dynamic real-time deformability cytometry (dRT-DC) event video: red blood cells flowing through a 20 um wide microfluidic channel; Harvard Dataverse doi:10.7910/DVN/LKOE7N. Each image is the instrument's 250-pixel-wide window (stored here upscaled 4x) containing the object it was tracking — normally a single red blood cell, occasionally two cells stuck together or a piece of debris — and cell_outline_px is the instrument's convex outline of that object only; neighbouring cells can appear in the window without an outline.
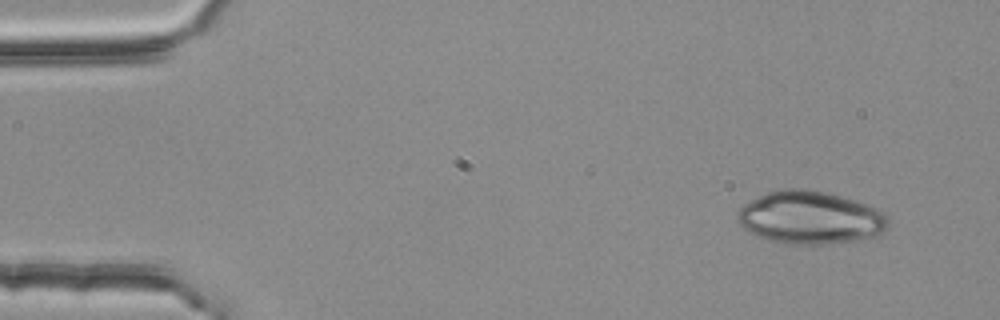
{"species": "common noctule bat (a hibernating species)", "species_latin": "Nyctalus noctula", "temperature_condition": "room temperature", "stored_images_in_passage": 50, "camera_frame_rate_fps": 3000, "um_per_image_px": 0.085, "animal": {"sex": "female", "body_mass_g": 25.1}, "frame": {"image": 1, "passage_image": 1, "time_ms": 0.0, "image_size_px": [1000, 320], "cell_outline_px": [[888, 228], [884, 232], [876, 236], [856, 240], [824, 244], [784, 244], [768, 240], [756, 236], [748, 232], [740, 224], [740, 208], [744, 204], [768, 192], [784, 188], [808, 188], [840, 196], [876, 208], [884, 212], [888, 216]], "centroid_in_image_um": [68.89, 18.51], "position_along_channel_um": 16.1, "area_um2": 46.24}}
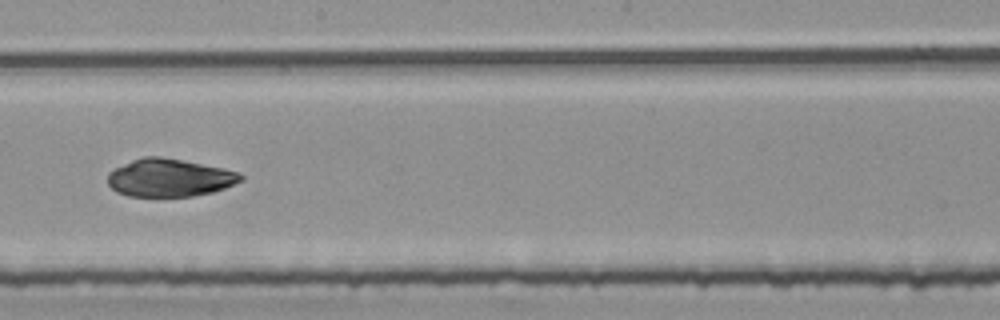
{"frame": {"image": 2, "passage_image": 27, "time_ms": 8.667, "image_size_px": [1000, 320], "cell_outline_px": [[244, 180], [224, 188], [212, 192], [192, 196], [128, 196], [116, 192], [108, 184], [108, 172], [132, 160], [144, 156], [160, 156], [224, 168], [236, 172], [244, 176]], "centroid_in_image_um": [14.4, 15.11], "position_along_channel_um": 233.8, "area_um2": 29.19}}
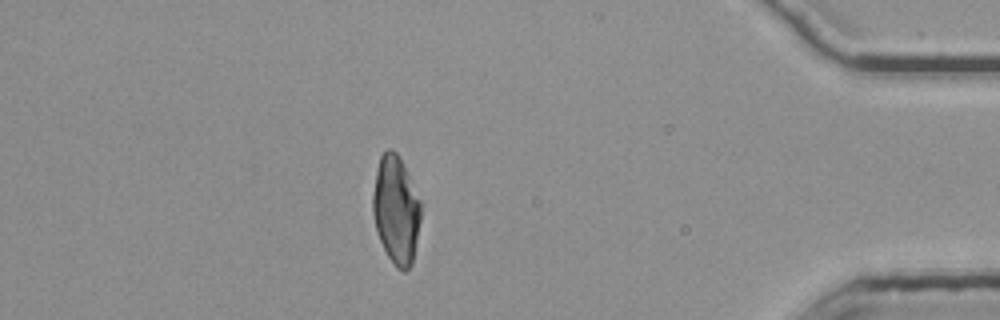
{"frame": {"image": 3, "passage_image": 44, "time_ms": 14.333, "image_size_px": [1000, 320], "cell_outline_px": [[420, 220], [412, 264], [404, 272], [396, 268], [388, 256], [380, 240], [376, 228], [372, 212], [372, 196], [376, 168], [380, 156], [388, 148], [392, 148], [396, 152], [420, 200]], "centroid_in_image_um": [33.63, 17.85], "position_along_channel_um": 401.6, "area_um2": 29.82}}